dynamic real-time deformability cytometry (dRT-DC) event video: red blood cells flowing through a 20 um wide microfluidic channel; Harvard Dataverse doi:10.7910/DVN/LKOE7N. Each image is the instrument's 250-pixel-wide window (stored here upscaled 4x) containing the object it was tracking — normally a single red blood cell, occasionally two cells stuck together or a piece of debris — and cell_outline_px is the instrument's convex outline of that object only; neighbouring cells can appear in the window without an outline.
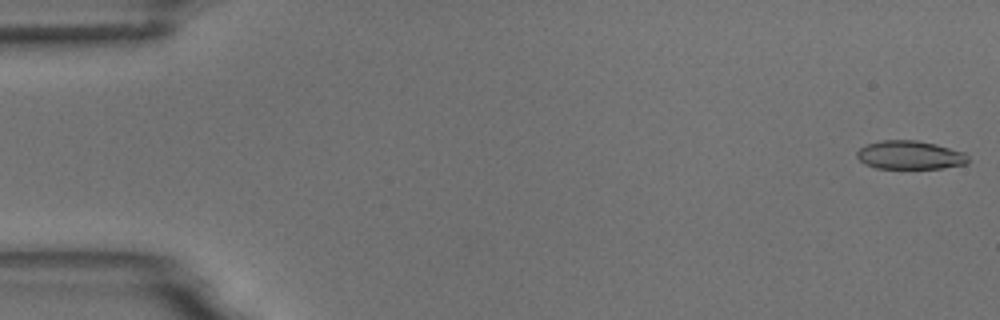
{"species": "common noctule bat (a hibernating species)", "species_latin": "Nyctalus noctula", "temperature_condition": "room temperature", "stored_images_in_passage": 6, "camera_frame_rate_fps": 3000, "um_per_image_px": 0.085, "animal": {"sex": "male", "body_mass_g": 18.8}, "frame": {"image": 1, "passage_image": 1, "time_ms": 0.0, "image_size_px": [1000, 320], "cell_outline_px": [[968, 164], [944, 168], [876, 168], [864, 164], [856, 156], [856, 152], [860, 148], [868, 144], [880, 140], [916, 140], [936, 144], [964, 152], [968, 156]], "centroid_in_image_um": [77.35, 13.18], "position_along_channel_um": 7.7, "area_um2": 18.55}}
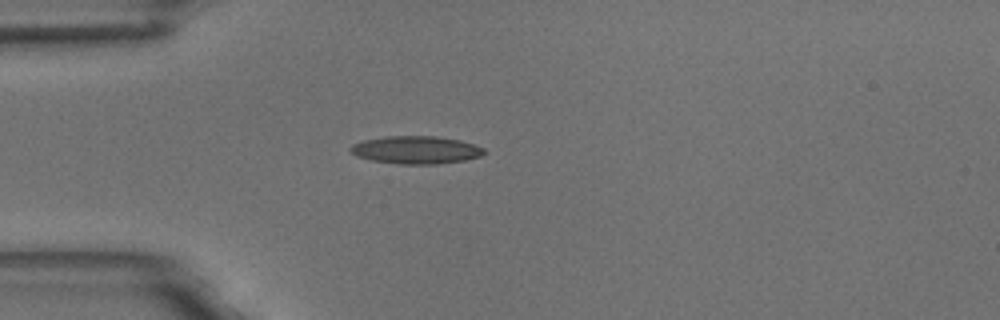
{"frame": {"image": 2, "passage_image": 5, "time_ms": 4.667, "image_size_px": [1000, 320], "cell_outline_px": [[488, 152], [480, 156], [464, 160], [436, 164], [400, 164], [372, 160], [356, 156], [348, 152], [348, 148], [352, 144], [364, 140], [388, 136], [436, 136], [460, 140], [484, 148]], "centroid_in_image_um": [35.33, 12.74], "position_along_channel_um": 49.7, "area_um2": 21.68}}